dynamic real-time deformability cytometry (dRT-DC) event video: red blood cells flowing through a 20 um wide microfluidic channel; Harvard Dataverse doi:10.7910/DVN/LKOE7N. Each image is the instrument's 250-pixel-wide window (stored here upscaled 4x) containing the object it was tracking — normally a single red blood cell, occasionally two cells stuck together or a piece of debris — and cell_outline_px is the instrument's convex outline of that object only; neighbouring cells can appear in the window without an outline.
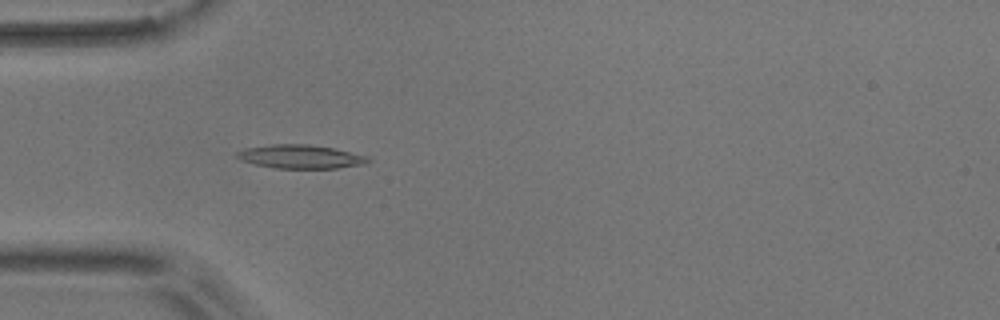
{"species": "common noctule bat (a hibernating species)", "species_latin": "Nyctalus noctula", "temperature_condition": "room temperature", "stored_images_in_passage": 4, "camera_frame_rate_fps": 3000, "um_per_image_px": 0.085, "animal": {"sex": "male", "body_mass_g": 17.9}, "frame": {"image": 1, "passage_image": 4, "time_ms": 4.333, "image_size_px": [1000, 320], "cell_outline_px": [[372, 160], [368, 164], [336, 168], [276, 168], [256, 164], [240, 160], [236, 156], [236, 152], [244, 148], [272, 144], [308, 144], [332, 148], [368, 156]], "centroid_in_image_um": [25.57, 13.31], "position_along_channel_um": 59.4, "area_um2": 18.09}}